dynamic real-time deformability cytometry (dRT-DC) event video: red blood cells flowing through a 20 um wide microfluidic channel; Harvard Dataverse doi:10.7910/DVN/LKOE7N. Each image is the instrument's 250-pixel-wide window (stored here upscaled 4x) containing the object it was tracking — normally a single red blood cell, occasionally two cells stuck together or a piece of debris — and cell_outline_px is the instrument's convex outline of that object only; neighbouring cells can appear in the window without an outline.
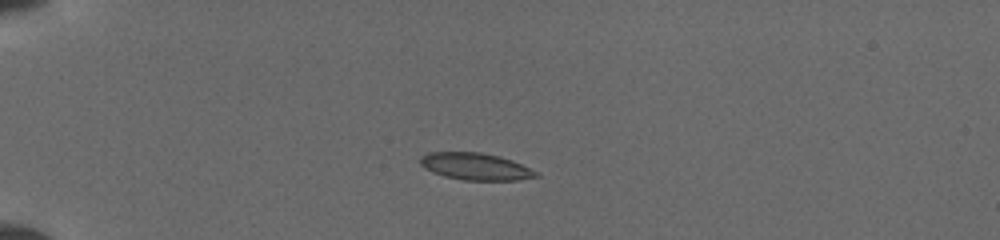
{"species": "common noctule bat (a hibernating species)", "species_latin": "Nyctalus noctula", "temperature_condition": "cold", "stored_images_in_passage": 43, "camera_frame_rate_fps": 3000, "um_per_image_px": 0.085, "animal": {"sex": "female", "body_mass_g": 19.5, "forearm_length_mm": 54.1}, "frame": {"image": 1, "passage_image": 1, "time_ms": 0.0, "image_size_px": [1000, 240], "cell_outline_px": [[540, 176], [516, 180], [464, 180], [444, 176], [432, 172], [424, 168], [420, 164], [420, 156], [428, 152], [480, 152], [512, 160], [540, 172]], "centroid_in_image_um": [40.42, 14.15], "position_along_channel_um": 44.6, "area_um2": 18.26}}
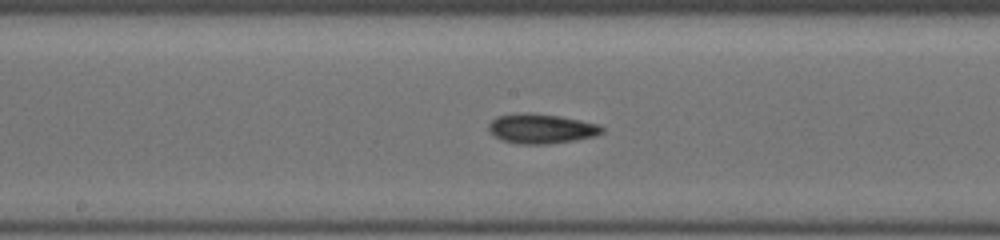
{"frame": {"image": 2, "passage_image": 26, "time_ms": 5.0, "image_size_px": [1000, 240], "cell_outline_px": [[604, 132], [596, 136], [576, 140], [548, 144], [516, 144], [500, 140], [488, 132], [488, 124], [496, 116], [524, 112], [560, 116], [600, 124], [604, 128]], "centroid_in_image_um": [45.99, 10.94], "position_along_channel_um": 202.2, "area_um2": 19.94}}
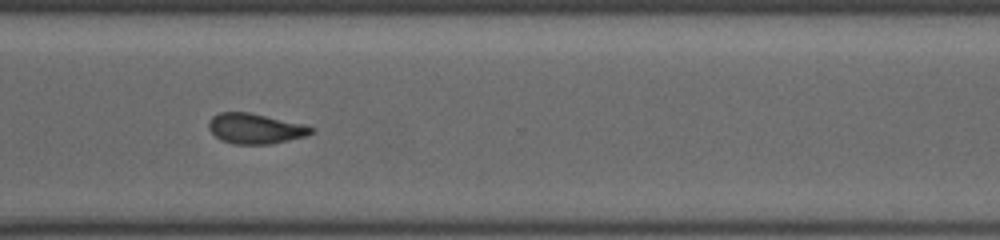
{"frame": {"image": 3, "passage_image": 42, "time_ms": 8.667, "image_size_px": [1000, 240], "cell_outline_px": [[316, 132], [308, 136], [268, 144], [232, 144], [220, 140], [208, 128], [208, 124], [212, 116], [220, 112], [248, 112], [304, 124], [316, 128]], "centroid_in_image_um": [21.73, 10.93], "position_along_channel_um": 348.9, "area_um2": 18.21}}